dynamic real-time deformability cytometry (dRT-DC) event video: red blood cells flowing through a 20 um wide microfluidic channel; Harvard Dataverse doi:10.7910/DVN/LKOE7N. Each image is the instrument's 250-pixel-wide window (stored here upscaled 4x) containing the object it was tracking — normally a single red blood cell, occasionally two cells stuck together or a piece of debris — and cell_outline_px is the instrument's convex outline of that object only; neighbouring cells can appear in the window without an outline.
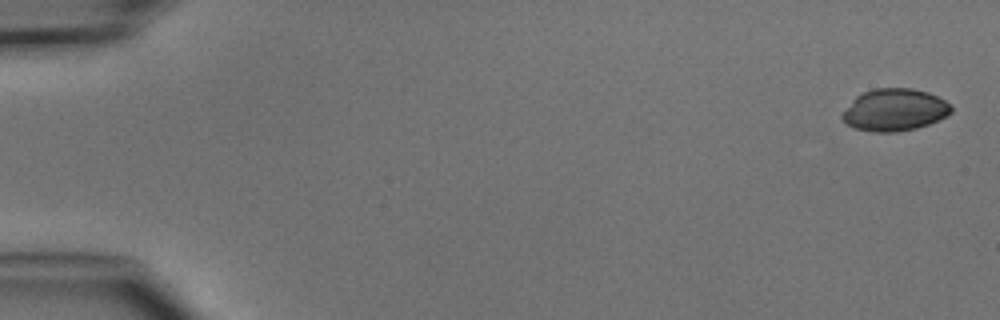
{"species": "common noctule bat (a hibernating species)", "species_latin": "Nyctalus noctula", "temperature_condition": "cold", "stored_images_in_passage": 6, "camera_frame_rate_fps": 3000, "um_per_image_px": 0.085, "animal": {"sex": "male", "body_mass_g": 15.6}, "frame": {"image": 1, "passage_image": 1, "time_ms": 0.0, "image_size_px": [1000, 320], "cell_outline_px": [[952, 112], [948, 116], [928, 124], [916, 128], [896, 132], [872, 132], [856, 128], [848, 124], [840, 116], [852, 100], [856, 96], [864, 92], [876, 88], [912, 88], [928, 92], [944, 100], [952, 108]], "centroid_in_image_um": [76.05, 9.34], "position_along_channel_um": 9.0, "area_um2": 26.65}}
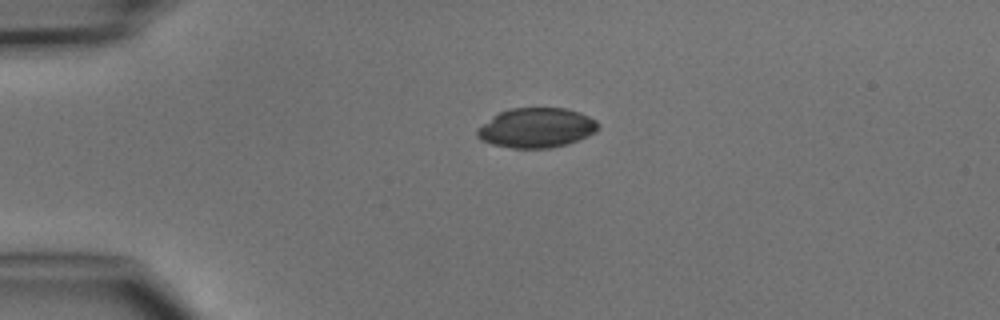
{"frame": {"image": 2, "passage_image": 4, "time_ms": 3.333, "image_size_px": [1000, 320], "cell_outline_px": [[600, 128], [596, 132], [580, 140], [568, 144], [552, 148], [512, 148], [492, 144], [480, 140], [476, 136], [476, 128], [492, 116], [500, 112], [512, 108], [564, 108], [580, 112], [596, 120], [600, 124]], "centroid_in_image_um": [45.61, 10.87], "position_along_channel_um": 39.4, "area_um2": 28.38}}